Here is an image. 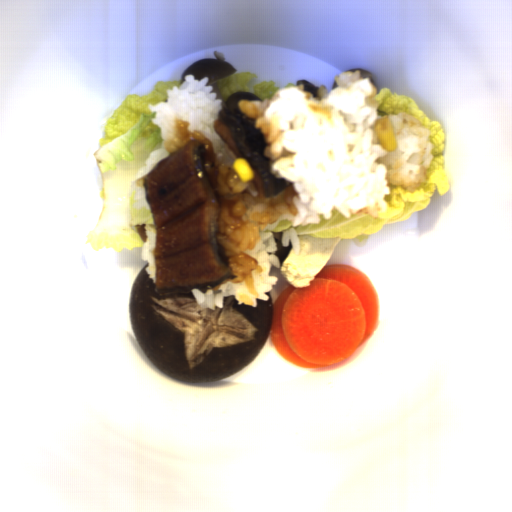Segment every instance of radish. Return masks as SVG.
I'll list each match as a JSON object with an SVG mask.
<instances>
[{
    "label": "radish",
    "mask_w": 512,
    "mask_h": 512,
    "mask_svg": "<svg viewBox=\"0 0 512 512\" xmlns=\"http://www.w3.org/2000/svg\"><path fill=\"white\" fill-rule=\"evenodd\" d=\"M379 321V297L369 277L356 267L331 263L310 286L290 285L275 298L269 334L288 363L317 369L351 357Z\"/></svg>",
    "instance_id": "1f323893"
}]
</instances>
